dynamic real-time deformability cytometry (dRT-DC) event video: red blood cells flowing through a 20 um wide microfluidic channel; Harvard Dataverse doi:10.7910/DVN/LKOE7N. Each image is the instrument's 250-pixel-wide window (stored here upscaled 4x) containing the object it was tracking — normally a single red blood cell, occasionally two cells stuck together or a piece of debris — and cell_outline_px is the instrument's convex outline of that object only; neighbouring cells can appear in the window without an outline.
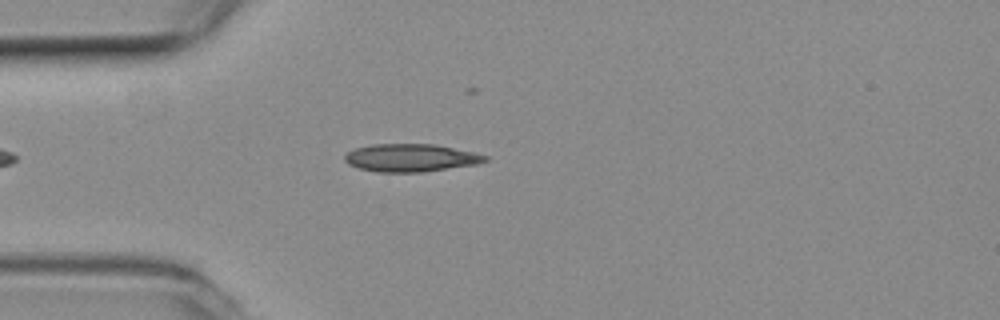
{"species": "common noctule bat (a hibernating species)", "species_latin": "Nyctalus noctula", "temperature_condition": "room temperature", "stored_images_in_passage": 4, "camera_frame_rate_fps": 3000, "um_per_image_px": 0.085, "animal": {"sex": "female", "body_mass_g": 19.3, "forearm_length_mm": 54.1}, "frame": {"image": 1, "passage_image": 4, "time_ms": 1.0, "image_size_px": [1000, 320], "cell_outline_px": [[492, 160], [476, 164], [424, 172], [376, 172], [360, 168], [348, 164], [344, 160], [344, 156], [348, 152], [356, 148], [372, 144], [436, 144], [476, 152], [488, 156]], "centroid_in_image_um": [34.97, 13.41], "position_along_channel_um": 50.0, "area_um2": 22.95}}